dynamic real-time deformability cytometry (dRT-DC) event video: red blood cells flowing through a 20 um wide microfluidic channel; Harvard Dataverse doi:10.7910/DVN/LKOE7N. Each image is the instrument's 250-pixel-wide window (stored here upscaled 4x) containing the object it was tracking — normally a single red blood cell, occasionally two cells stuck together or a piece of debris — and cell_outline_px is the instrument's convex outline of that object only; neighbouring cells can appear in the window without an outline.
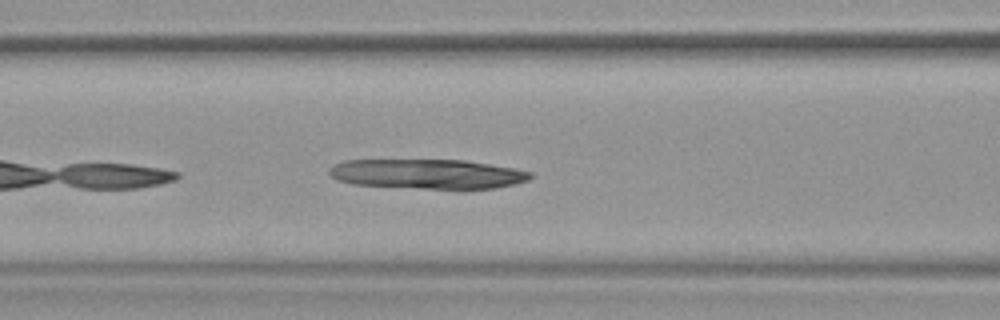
{"species": "common noctule bat (a hibernating species)", "species_latin": "Nyctalus noctula", "temperature_condition": "warm", "stored_images_in_passage": 21, "camera_frame_rate_fps": 3000, "um_per_image_px": 0.085, "animal": {"sex": "female", "body_mass_g": 19.9}, "frame": {"image": 1, "passage_image": 7, "time_ms": 2.0, "image_size_px": [1000, 320], "cell_outline_px": [[536, 176], [528, 180], [516, 184], [496, 188], [464, 192], [352, 184], [336, 180], [328, 172], [328, 168], [344, 160], [464, 160], [516, 168], [532, 172]], "centroid_in_image_um": [36.44, 14.83], "position_along_channel_um": 130.2, "area_um2": 36.24}}